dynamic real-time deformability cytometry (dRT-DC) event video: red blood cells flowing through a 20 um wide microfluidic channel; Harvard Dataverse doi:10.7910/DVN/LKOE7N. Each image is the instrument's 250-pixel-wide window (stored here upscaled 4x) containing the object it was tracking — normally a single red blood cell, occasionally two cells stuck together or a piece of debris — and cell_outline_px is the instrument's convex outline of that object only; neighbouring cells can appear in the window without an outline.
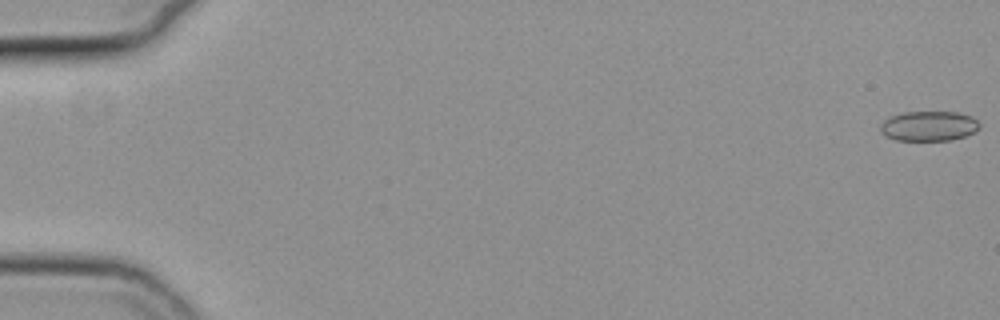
{"species": "common noctule bat (a hibernating species)", "species_latin": "Nyctalus noctula", "temperature_condition": "cold", "stored_images_in_passage": 8, "camera_frame_rate_fps": 3000, "um_per_image_px": 0.085, "animal": {"sex": "female", "body_mass_g": 19.3, "forearm_length_mm": 54.1}, "frame": {"image": 1, "passage_image": 1, "time_ms": 0.0, "image_size_px": [1000, 320], "cell_outline_px": [[980, 124], [972, 132], [964, 136], [948, 140], [896, 140], [884, 136], [880, 132], [880, 124], [884, 120], [892, 116], [904, 112], [956, 112], [972, 116]], "centroid_in_image_um": [78.89, 10.71], "position_along_channel_um": 6.1, "area_um2": 17.11}}